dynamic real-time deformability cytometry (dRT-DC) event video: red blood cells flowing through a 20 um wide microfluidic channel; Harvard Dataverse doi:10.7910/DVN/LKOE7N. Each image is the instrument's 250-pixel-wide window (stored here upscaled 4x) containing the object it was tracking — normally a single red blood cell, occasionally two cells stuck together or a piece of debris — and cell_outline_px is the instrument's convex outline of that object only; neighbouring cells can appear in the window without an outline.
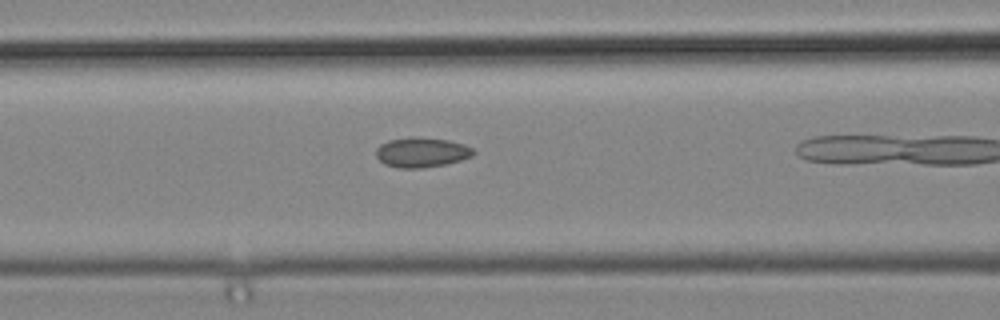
{"species": "common noctule bat (a hibernating species)", "species_latin": "Nyctalus noctula", "temperature_condition": "cold", "stored_images_in_passage": 15, "camera_frame_rate_fps": 3000, "um_per_image_px": 0.085, "animal": {"sex": "male", "body_mass_g": 19.2, "forearm_length_mm": 51.8}, "frame": {"image": 1, "passage_image": 11, "time_ms": 3.333, "image_size_px": [1000, 320], "cell_outline_px": [[476, 152], [472, 156], [460, 160], [444, 164], [420, 168], [400, 168], [384, 164], [376, 156], [376, 148], [380, 144], [388, 140], [412, 136], [420, 136], [448, 140], [464, 144], [472, 148]], "centroid_in_image_um": [35.82, 12.93], "position_along_channel_um": 130.8, "area_um2": 17.05}}